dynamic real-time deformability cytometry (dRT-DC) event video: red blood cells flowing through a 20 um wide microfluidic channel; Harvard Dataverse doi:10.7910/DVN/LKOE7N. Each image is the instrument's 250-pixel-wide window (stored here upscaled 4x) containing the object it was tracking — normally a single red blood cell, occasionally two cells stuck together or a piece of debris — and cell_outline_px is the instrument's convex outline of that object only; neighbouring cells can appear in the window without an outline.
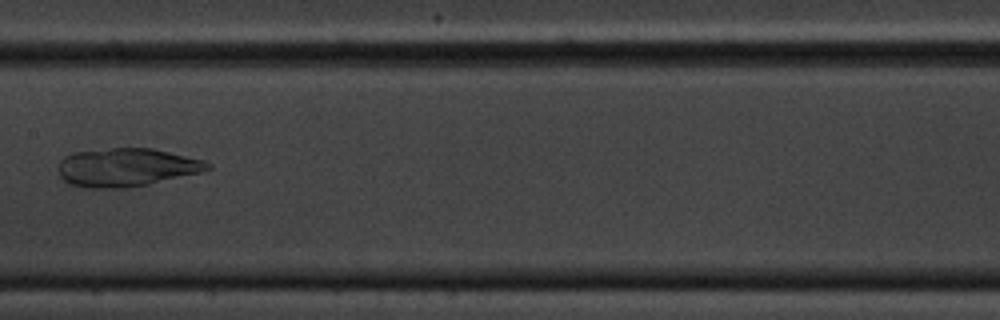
{"species": "common noctule bat (a hibernating species)", "species_latin": "Nyctalus noctula", "temperature_condition": "cold", "stored_images_in_passage": 5, "camera_frame_rate_fps": 3000, "um_per_image_px": 0.085, "animal": {"sex": "male", "body_mass_g": 20.1, "forearm_length_mm": 53.5}, "frame": {"image": 1, "passage_image": 5, "time_ms": 4.667, "image_size_px": [1000, 320], "cell_outline_px": [[212, 168], [200, 172], [148, 184], [124, 188], [88, 188], [68, 184], [60, 176], [60, 160], [64, 156], [72, 152], [112, 148], [152, 148], [204, 160], [212, 164]], "centroid_in_image_um": [10.74, 14.22], "position_along_channel_um": 196.7, "area_um2": 33.23}}